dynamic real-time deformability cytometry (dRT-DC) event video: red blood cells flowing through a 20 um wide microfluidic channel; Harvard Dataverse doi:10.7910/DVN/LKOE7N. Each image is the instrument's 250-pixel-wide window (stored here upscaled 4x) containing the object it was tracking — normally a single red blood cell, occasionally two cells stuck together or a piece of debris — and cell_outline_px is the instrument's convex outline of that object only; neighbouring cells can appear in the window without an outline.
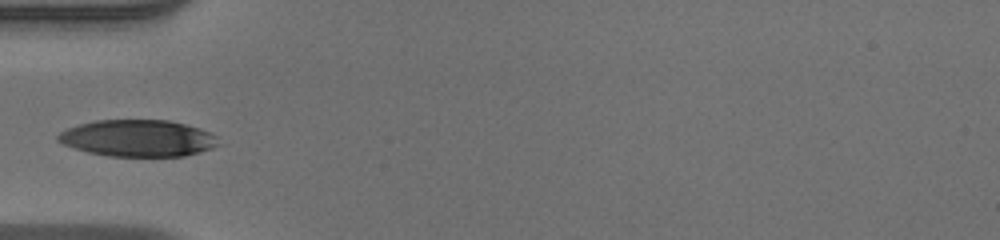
{"species": "human", "species_latin": "Homo sapiens", "temperature_condition": "warm", "stored_images_in_passage": 12, "camera_frame_rate_fps": 3000, "um_per_image_px": 0.085, "donor": {"sex": "male"}, "frame": {"image": 1, "passage_image": 1, "time_ms": 0.0, "image_size_px": [1000, 240], "cell_outline_px": [[216, 144], [212, 148], [200, 152], [184, 156], [108, 156], [88, 152], [64, 144], [56, 140], [56, 136], [60, 132], [68, 128], [80, 124], [96, 120], [168, 120], [200, 128], [216, 136]], "centroid_in_image_um": [11.69, 11.75], "position_along_channel_um": 73.3, "area_um2": 34.04}}
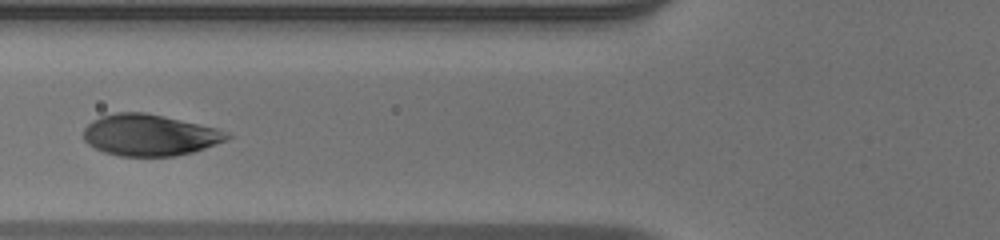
{"frame": {"image": 2, "passage_image": 4, "time_ms": 1.0, "image_size_px": [1000, 240], "cell_outline_px": [[232, 136], [224, 140], [204, 148], [192, 152], [176, 156], [120, 156], [104, 152], [88, 144], [84, 140], [84, 128], [92, 120], [100, 116], [116, 112], [144, 112], [164, 116], [216, 128], [228, 132]], "centroid_in_image_um": [12.68, 11.48], "position_along_channel_um": 113.1, "area_um2": 34.45}}
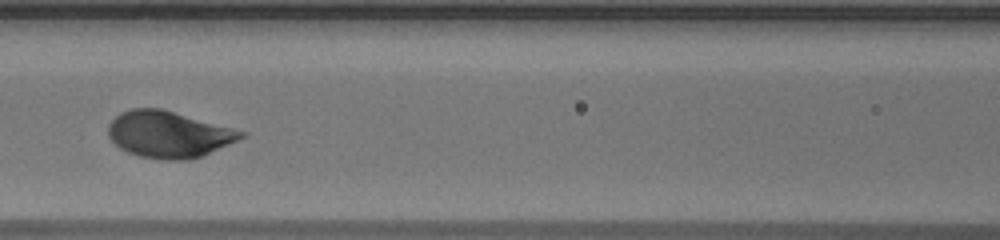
{"frame": {"image": 3, "passage_image": 7, "time_ms": 2.0, "image_size_px": [1000, 240], "cell_outline_px": [[248, 132], [244, 136], [228, 144], [200, 156], [188, 160], [164, 160], [140, 156], [128, 152], [120, 148], [108, 136], [108, 124], [120, 112], [132, 108], [160, 108]], "centroid_in_image_um": [14.3, 11.41], "position_along_channel_um": 152.3, "area_um2": 35.66}}